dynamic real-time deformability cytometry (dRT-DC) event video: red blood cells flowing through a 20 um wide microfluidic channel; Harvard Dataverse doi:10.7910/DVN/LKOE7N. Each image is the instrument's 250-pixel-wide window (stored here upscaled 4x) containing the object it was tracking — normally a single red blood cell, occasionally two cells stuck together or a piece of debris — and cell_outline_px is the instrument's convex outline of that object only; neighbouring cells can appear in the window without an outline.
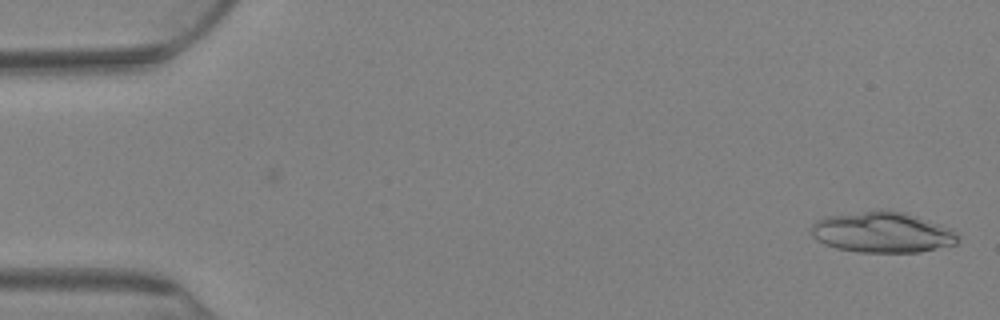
{"species": "Egyptian fruit bat (a non-hibernating species)", "species_latin": "Rousettus aegyptiacus", "temperature_condition": "warm", "stored_images_in_passage": 75, "camera_frame_rate_fps": 3000, "um_per_image_px": 0.085, "animal": {"sex": "female"}, "frame": {"image": 1, "passage_image": 1, "time_ms": 0.0, "image_size_px": [1000, 320], "cell_outline_px": [[960, 240], [956, 244], [920, 252], [856, 252], [836, 248], [824, 244], [812, 236], [812, 224], [816, 220], [828, 216], [880, 208], [904, 212], [940, 224], [960, 232]], "centroid_in_image_um": [75.03, 19.73], "position_along_channel_um": 10.0, "area_um2": 35.26}}
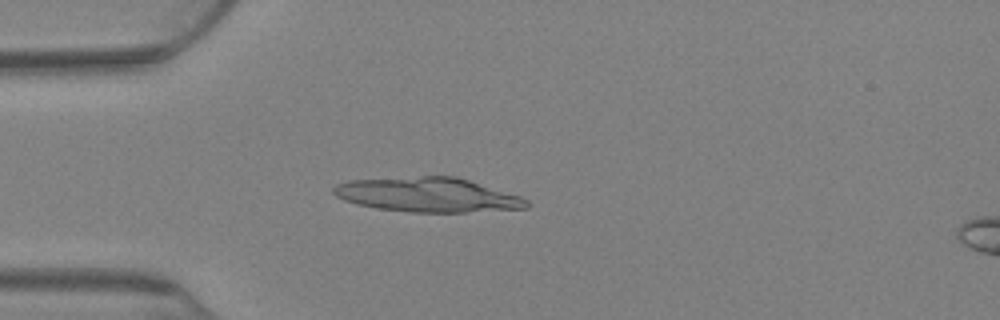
{"frame": {"image": 2, "passage_image": 20, "time_ms": 6.333, "image_size_px": [1000, 320], "cell_outline_px": [[528, 208], [464, 212], [412, 212], [376, 208], [356, 204], [344, 200], [336, 196], [332, 192], [332, 188], [336, 184], [348, 180], [420, 176], [456, 176], [520, 196], [528, 200]], "centroid_in_image_um": [36.32, 16.55], "position_along_channel_um": 48.7, "area_um2": 38.73}}